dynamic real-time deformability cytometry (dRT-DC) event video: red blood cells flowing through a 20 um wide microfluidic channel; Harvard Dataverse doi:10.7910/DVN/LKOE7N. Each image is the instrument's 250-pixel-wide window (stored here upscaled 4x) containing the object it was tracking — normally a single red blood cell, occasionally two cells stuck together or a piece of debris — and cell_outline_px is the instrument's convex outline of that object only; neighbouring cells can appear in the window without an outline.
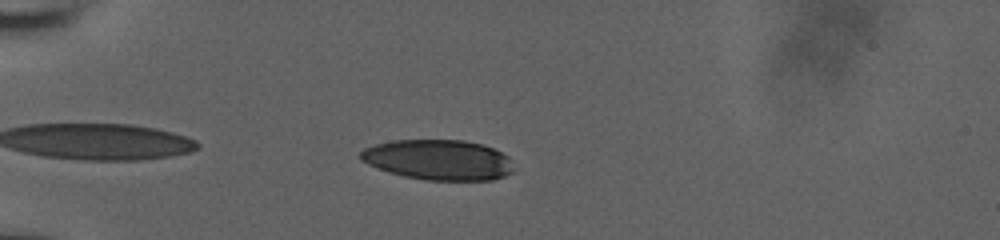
{"species": "human", "species_latin": "Homo sapiens", "temperature_condition": "room temperature", "stored_images_in_passage": 42, "camera_frame_rate_fps": 3000, "um_per_image_px": 0.085, "donor": {"sex": "male"}, "frame": {"image": 1, "passage_image": 4, "time_ms": 1.0, "image_size_px": [1000, 240], "cell_outline_px": [[512, 172], [504, 176], [492, 180], [428, 180], [404, 176], [388, 172], [368, 164], [360, 160], [360, 152], [364, 148], [376, 144], [392, 140], [464, 140], [484, 144], [508, 156], [512, 168]], "centroid_in_image_um": [37.25, 13.58], "position_along_channel_um": 47.8, "area_um2": 35.89}}
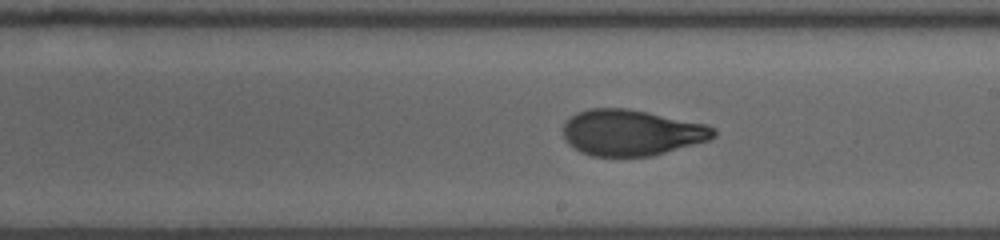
{"frame": {"image": 2, "passage_image": 21, "time_ms": 6.667, "image_size_px": [1000, 240], "cell_outline_px": [[716, 136], [708, 140], [652, 156], [592, 156], [580, 152], [568, 144], [564, 136], [564, 124], [576, 112], [588, 108], [628, 108], [708, 124], [716, 128]], "centroid_in_image_um": [53.69, 11.26], "position_along_channel_um": 235.3, "area_um2": 40.4}}
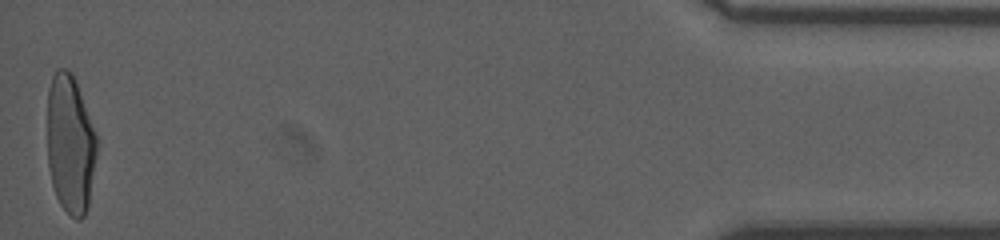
{"frame": {"image": 3, "passage_image": 42, "time_ms": 13.667, "image_size_px": [1000, 240], "cell_outline_px": [[100, 140], [88, 208], [84, 216], [80, 220], [76, 220], [60, 204], [56, 196], [52, 184], [48, 164], [48, 88], [52, 76], [56, 68], [68, 68], [72, 72], [76, 80]], "centroid_in_image_um": [6.02, 12.22], "position_along_channel_um": 429.2, "area_um2": 41.04}, "authors_computed_cell_mechanics": {"area_um2": 40.4311, "velocity_mm_per_s": 3.9349, "shape_relaxation_time_tau1_ms": 7.4349, "shape_relaxation_time_tau2_ms": 0.8914, "deformation_change_tau1": 0.2578, "deformation_change_tau2": 0.069}}